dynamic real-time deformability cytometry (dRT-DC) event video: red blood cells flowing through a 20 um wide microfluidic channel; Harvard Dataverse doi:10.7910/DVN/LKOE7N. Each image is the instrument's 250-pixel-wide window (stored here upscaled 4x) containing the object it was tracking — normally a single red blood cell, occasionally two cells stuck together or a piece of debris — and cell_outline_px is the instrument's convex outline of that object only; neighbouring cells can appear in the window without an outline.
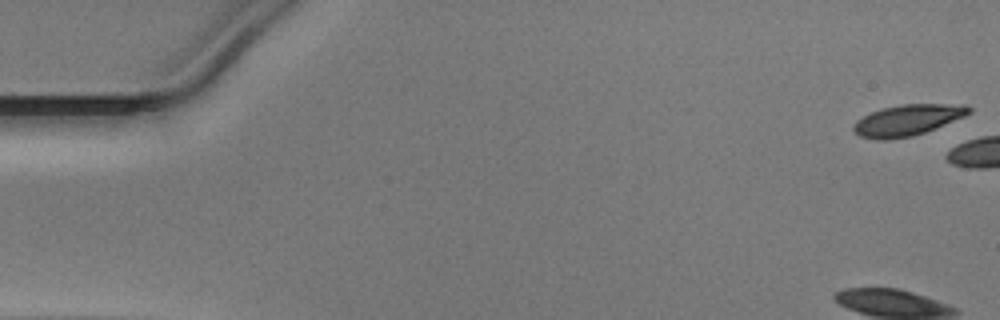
{"species": "Egyptian fruit bat (a non-hibernating species)", "species_latin": "Rousettus aegyptiacus", "temperature_condition": "warm", "stored_images_in_passage": 44, "camera_frame_rate_fps": 3000, "um_per_image_px": 0.085, "animal": {"sex": "male"}, "frame": {"image": 1, "passage_image": 1, "time_ms": 0.0, "image_size_px": [1000, 320], "cell_outline_px": [[972, 112], [964, 116], [936, 128], [912, 136], [888, 140], [876, 140], [860, 136], [852, 128], [856, 120], [872, 112], [884, 108], [904, 104], [964, 104], [972, 108]], "centroid_in_image_um": [77.16, 10.21], "position_along_channel_um": 7.8, "area_um2": 20.75}}